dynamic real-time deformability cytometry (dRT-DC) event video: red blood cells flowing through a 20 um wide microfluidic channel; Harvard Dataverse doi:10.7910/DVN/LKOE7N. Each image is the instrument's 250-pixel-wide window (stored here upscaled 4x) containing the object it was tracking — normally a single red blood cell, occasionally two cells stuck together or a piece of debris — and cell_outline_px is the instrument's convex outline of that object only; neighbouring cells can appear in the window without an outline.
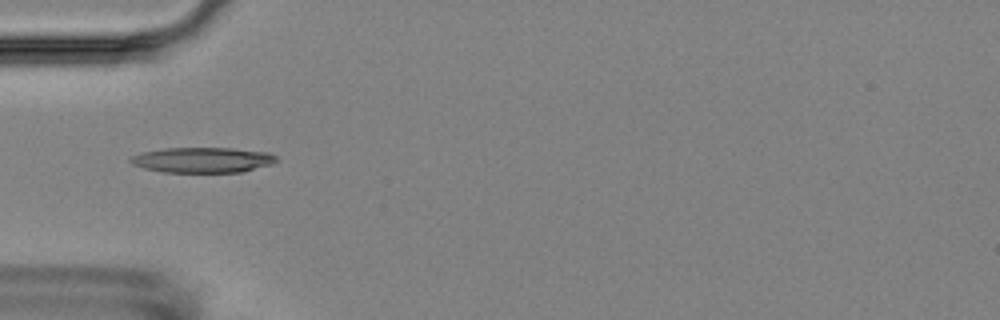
{"species": "Egyptian fruit bat (a non-hibernating species)", "species_latin": "Rousettus aegyptiacus", "temperature_condition": "room temperature", "stored_images_in_passage": 7, "camera_frame_rate_fps": 3000, "um_per_image_px": 0.085, "animal": {"sex": "female"}, "frame": {"image": 1, "passage_image": 4, "time_ms": 4.333, "image_size_px": [1000, 320], "cell_outline_px": [[276, 160], [272, 164], [240, 172], [164, 172], [144, 168], [132, 164], [128, 160], [132, 156], [144, 152], [164, 148], [232, 148], [268, 152], [276, 156]], "centroid_in_image_um": [17.21, 13.59], "position_along_channel_um": 67.8, "area_um2": 21.39}}
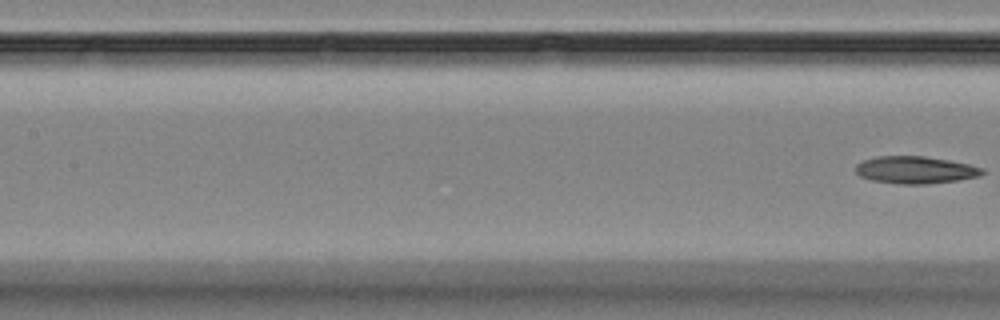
{"frame": {"image": 2, "passage_image": 7, "time_ms": 14.0, "image_size_px": [1000, 320], "cell_outline_px": [[984, 172], [980, 176], [956, 180], [924, 184], [900, 184], [872, 180], [860, 176], [856, 172], [856, 164], [864, 160], [876, 156], [924, 156], [948, 160], [968, 164], [984, 168]], "centroid_in_image_um": [77.8, 14.44], "position_along_channel_um": 129.6, "area_um2": 20.0}}